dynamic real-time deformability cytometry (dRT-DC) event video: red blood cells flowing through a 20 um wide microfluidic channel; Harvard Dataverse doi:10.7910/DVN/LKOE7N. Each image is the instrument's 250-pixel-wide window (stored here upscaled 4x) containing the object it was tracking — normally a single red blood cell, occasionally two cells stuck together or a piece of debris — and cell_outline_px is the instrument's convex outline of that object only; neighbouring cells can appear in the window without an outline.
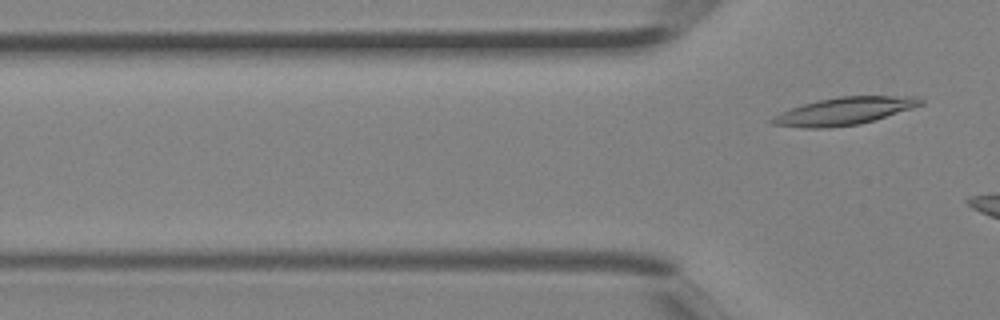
{"species": "Egyptian fruit bat (a non-hibernating species)", "species_latin": "Rousettus aegyptiacus", "temperature_condition": "room temperature", "stored_images_in_passage": 2, "camera_frame_rate_fps": 3000, "um_per_image_px": 0.085, "animal": {"sex": "female"}, "frame": {"image": 1, "passage_image": 2, "time_ms": 0.333, "image_size_px": [1000, 320], "cell_outline_px": [[924, 104], [912, 108], [860, 124], [828, 128], [804, 128], [772, 124], [768, 120], [780, 112], [804, 104], [820, 100], [840, 96], [920, 96], [924, 100]], "centroid_in_image_um": [71.78, 9.44], "position_along_channel_um": 54.0, "area_um2": 23.7}}